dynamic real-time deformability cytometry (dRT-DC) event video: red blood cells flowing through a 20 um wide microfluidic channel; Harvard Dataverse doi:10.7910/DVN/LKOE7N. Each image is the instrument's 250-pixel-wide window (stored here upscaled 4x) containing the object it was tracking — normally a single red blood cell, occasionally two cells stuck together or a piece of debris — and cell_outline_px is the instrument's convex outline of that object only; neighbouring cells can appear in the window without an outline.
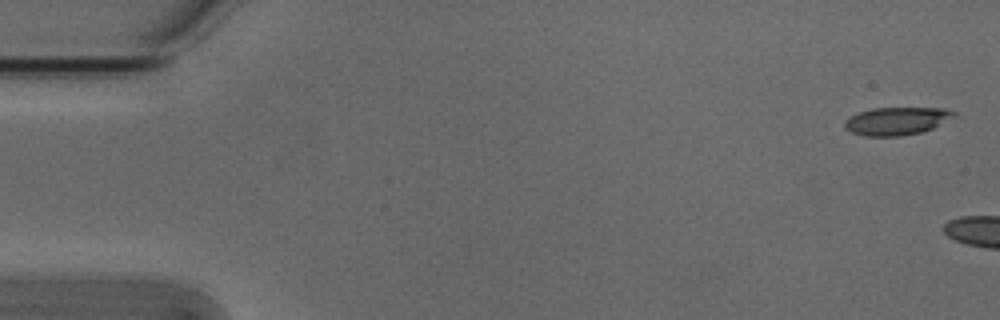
{"species": "Egyptian fruit bat (a non-hibernating species)", "species_latin": "Rousettus aegyptiacus", "temperature_condition": "cold", "stored_images_in_passage": 5, "camera_frame_rate_fps": 3000, "um_per_image_px": 0.085, "animal": {"sex": "male"}, "frame": {"image": 1, "passage_image": 1, "time_ms": 0.0, "image_size_px": [1000, 320], "cell_outline_px": [[956, 116], [932, 128], [920, 132], [900, 136], [864, 136], [852, 132], [844, 128], [844, 120], [860, 112], [872, 108], [944, 108], [956, 112]], "centroid_in_image_um": [76.21, 10.28], "position_along_channel_um": 8.8, "area_um2": 17.63}}